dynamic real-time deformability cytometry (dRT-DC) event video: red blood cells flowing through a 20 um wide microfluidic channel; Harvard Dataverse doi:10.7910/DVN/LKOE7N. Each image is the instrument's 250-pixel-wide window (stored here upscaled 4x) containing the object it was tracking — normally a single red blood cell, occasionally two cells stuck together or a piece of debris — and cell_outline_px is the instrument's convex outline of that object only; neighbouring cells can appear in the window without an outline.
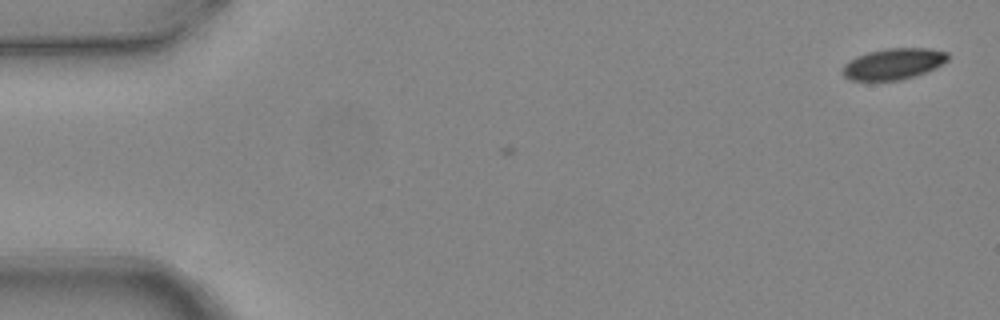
{"species": "common noctule bat (a hibernating species)", "species_latin": "Nyctalus noctula", "temperature_condition": "warm", "stored_images_in_passage": 2, "camera_frame_rate_fps": 3000, "um_per_image_px": 0.085, "animal": {"sex": "female", "body_mass_g": 24.6, "forearm_length_mm": 56.2}, "frame": {"image": 1, "passage_image": 2, "time_ms": 0.333, "image_size_px": [1000, 320], "cell_outline_px": [[948, 60], [936, 68], [900, 80], [852, 80], [844, 76], [840, 72], [840, 68], [844, 64], [856, 56], [868, 52], [888, 48], [928, 48], [948, 52]], "centroid_in_image_um": [75.91, 5.42], "position_along_channel_um": 9.1, "area_um2": 19.07}}